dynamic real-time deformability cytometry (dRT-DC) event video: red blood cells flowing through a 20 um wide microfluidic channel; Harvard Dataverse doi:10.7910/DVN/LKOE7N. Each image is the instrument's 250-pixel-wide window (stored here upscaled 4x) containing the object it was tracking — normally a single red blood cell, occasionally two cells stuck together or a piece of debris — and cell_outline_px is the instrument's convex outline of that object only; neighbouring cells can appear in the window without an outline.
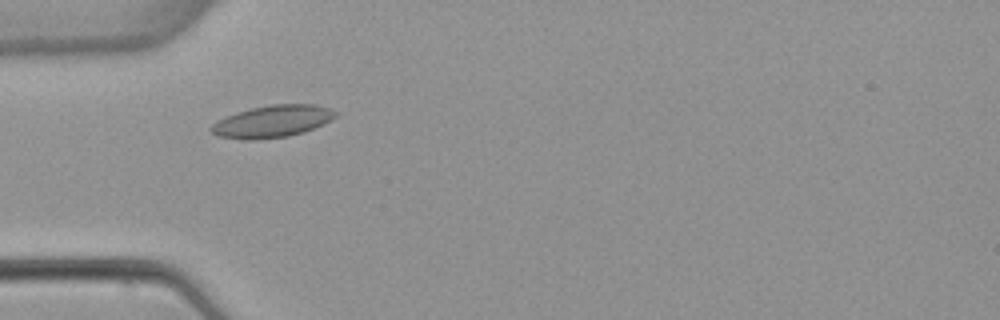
{"species": "common noctule bat (a hibernating species)", "species_latin": "Nyctalus noctula", "temperature_condition": "warm", "stored_images_in_passage": 2, "camera_frame_rate_fps": 3000, "um_per_image_px": 0.085, "animal": {"sex": "female", "body_mass_g": 22.7, "forearm_length_mm": 54.2}, "frame": {"image": 1, "passage_image": 1, "time_ms": 0.0, "image_size_px": [1000, 320], "cell_outline_px": [[340, 112], [332, 120], [324, 124], [304, 132], [288, 136], [252, 140], [244, 140], [216, 136], [208, 128], [212, 124], [236, 112], [252, 108], [272, 104], [316, 104], [332, 108]], "centroid_in_image_um": [23.2, 10.31], "position_along_channel_um": 61.8, "area_um2": 23.47}}
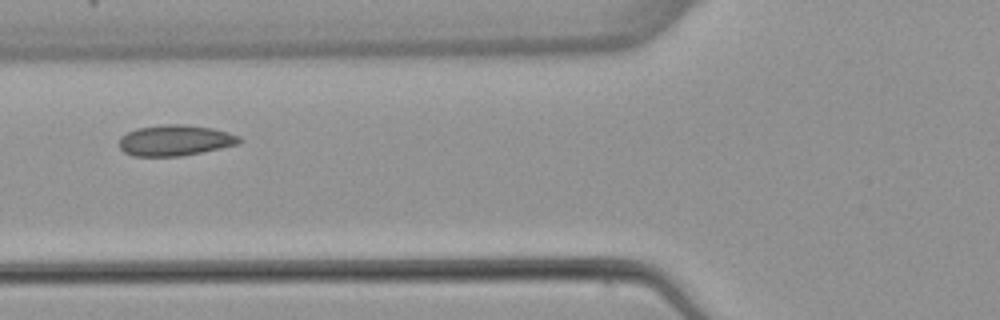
{"frame": {"image": 2, "passage_image": 2, "time_ms": 1.333, "image_size_px": [1000, 320], "cell_outline_px": [[244, 140], [240, 144], [180, 156], [132, 156], [124, 152], [120, 148], [120, 136], [136, 128], [164, 124], [184, 124], [212, 128], [228, 132], [240, 136]], "centroid_in_image_um": [14.9, 11.92], "position_along_channel_um": 110.9, "area_um2": 21.68}}